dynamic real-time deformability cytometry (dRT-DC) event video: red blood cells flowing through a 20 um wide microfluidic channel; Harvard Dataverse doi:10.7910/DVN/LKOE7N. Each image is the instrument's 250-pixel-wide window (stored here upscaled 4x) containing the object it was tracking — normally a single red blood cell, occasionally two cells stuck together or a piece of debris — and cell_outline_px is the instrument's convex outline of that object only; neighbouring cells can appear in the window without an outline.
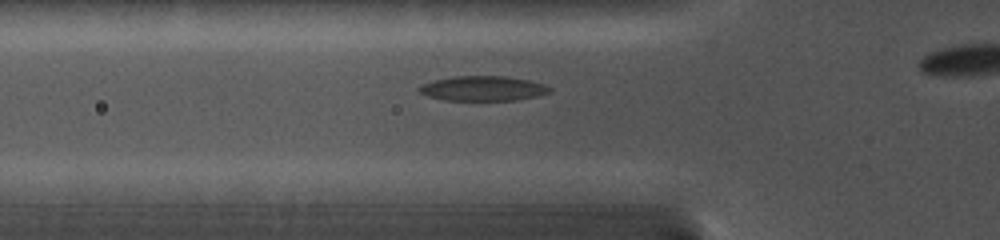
{"species": "common noctule bat (a hibernating species)", "species_latin": "Nyctalus noctula", "temperature_condition": "cold", "stored_images_in_passage": 21, "camera_frame_rate_fps": 5000, "um_per_image_px": 0.085, "animal": {"sex": "female", "body_mass_g": 19.0, "forearm_length_mm": 56.7}, "frame": {"image": 1, "passage_image": 3, "time_ms": 1.4, "image_size_px": [1000, 240], "cell_outline_px": [[552, 92], [536, 96], [516, 100], [444, 100], [428, 96], [420, 92], [416, 88], [420, 84], [452, 76], [504, 76], [528, 80], [544, 84], [552, 88]], "centroid_in_image_um": [41.04, 7.51], "position_along_channel_um": 84.8, "area_um2": 18.9}}
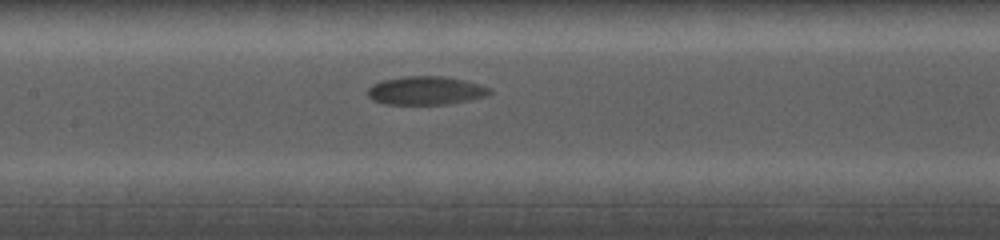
{"frame": {"image": 2, "passage_image": 8, "time_ms": 3.8, "image_size_px": [1000, 240], "cell_outline_px": [[492, 92], [488, 96], [448, 104], [384, 104], [372, 100], [368, 96], [368, 88], [372, 84], [384, 80], [404, 76], [444, 76], [464, 80], [480, 84], [492, 88]], "centroid_in_image_um": [36.22, 7.7], "position_along_channel_um": 171.2, "area_um2": 20.35}}
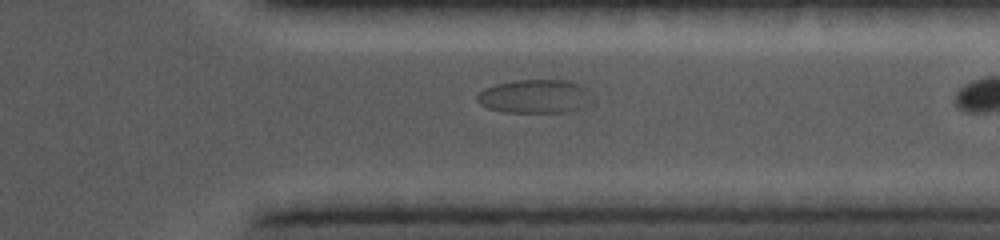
{"frame": {"image": 3, "passage_image": 19, "time_ms": 9.2, "image_size_px": [1000, 240], "cell_outline_px": [[596, 100], [580, 108], [564, 112], [508, 112], [488, 108], [480, 104], [476, 100], [476, 96], [484, 88], [496, 84], [516, 80], [568, 80], [580, 84], [592, 92], [596, 96]], "centroid_in_image_um": [45.54, 8.18], "position_along_channel_um": 365.9, "area_um2": 22.89}}